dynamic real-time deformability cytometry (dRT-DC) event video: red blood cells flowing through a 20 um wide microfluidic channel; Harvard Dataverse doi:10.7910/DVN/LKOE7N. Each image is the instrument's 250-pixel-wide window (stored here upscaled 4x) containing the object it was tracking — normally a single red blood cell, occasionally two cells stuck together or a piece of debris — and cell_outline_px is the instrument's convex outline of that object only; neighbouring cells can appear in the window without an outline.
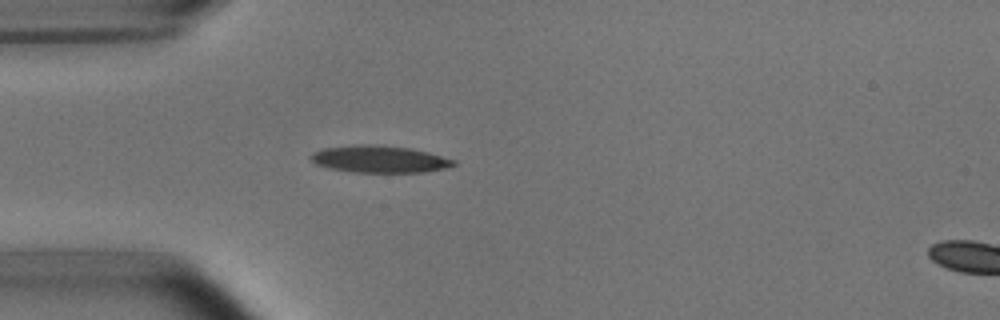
{"species": "common noctule bat (a hibernating species)", "species_latin": "Nyctalus noctula", "temperature_condition": "room temperature", "stored_images_in_passage": 39, "camera_frame_rate_fps": 3000, "um_per_image_px": 0.085, "animal": {"sex": "male", "body_mass_g": 15.6}, "frame": {"image": 1, "passage_image": 1, "time_ms": 0.0, "image_size_px": [1000, 320], "cell_outline_px": [[456, 164], [444, 168], [424, 172], [352, 172], [332, 168], [316, 164], [308, 156], [312, 152], [324, 148], [360, 144], [376, 144], [412, 148], [428, 152], [456, 160]], "centroid_in_image_um": [32.26, 13.51], "position_along_channel_um": 52.7, "area_um2": 22.48}}
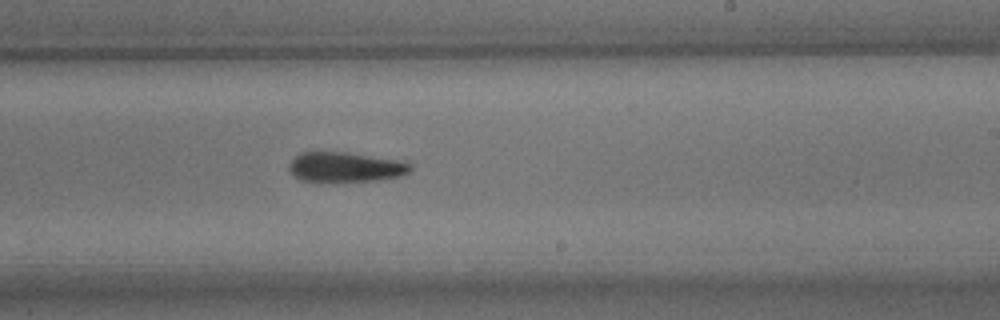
{"frame": {"image": 2, "passage_image": 18, "time_ms": 5.667, "image_size_px": [1000, 320], "cell_outline_px": [[412, 168], [404, 176], [376, 180], [320, 184], [300, 180], [288, 168], [288, 164], [300, 152], [348, 152], [400, 160], [412, 164]], "centroid_in_image_um": [29.35, 14.23], "position_along_channel_um": 259.6, "area_um2": 21.91}}
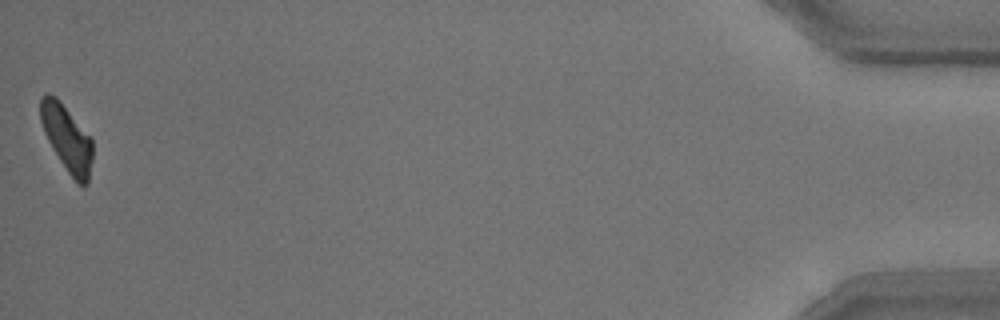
{"frame": {"image": 3, "passage_image": 39, "time_ms": 12.667, "image_size_px": [1000, 320], "cell_outline_px": [[92, 160], [88, 184], [84, 188], [68, 172], [52, 148], [44, 132], [40, 120], [40, 96], [48, 92], [56, 96], [92, 136]], "centroid_in_image_um": [5.7, 11.71], "position_along_channel_um": 429.5, "area_um2": 20.35}, "authors_computed_cell_mechanics": {"area_um2": 21.7328, "velocity_mm_per_s": 3.76, "shape_relaxation_time_tau1_ms": 4.1673, "shape_relaxation_time_tau2_ms": 3.5135, "deformation_change_tau1": 0.1462, "deformation_change_tau2": 0.1161}}